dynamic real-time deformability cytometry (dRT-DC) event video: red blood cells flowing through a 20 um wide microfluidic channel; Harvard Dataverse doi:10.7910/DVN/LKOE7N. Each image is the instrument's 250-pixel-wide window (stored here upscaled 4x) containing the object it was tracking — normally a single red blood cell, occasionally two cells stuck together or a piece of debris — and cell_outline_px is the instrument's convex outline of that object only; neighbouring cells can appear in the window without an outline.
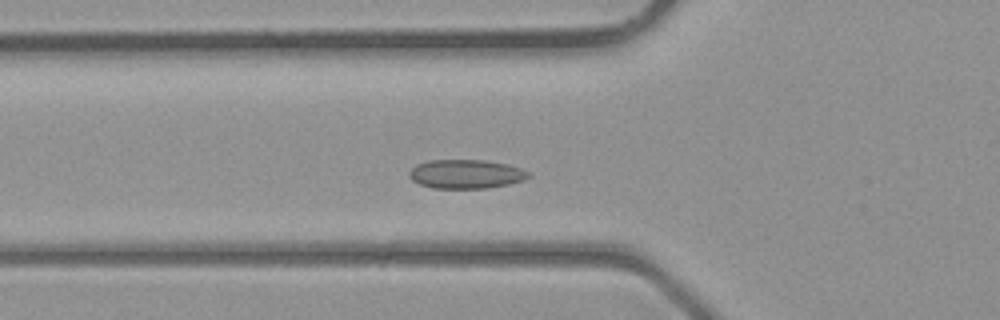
{"species": "common noctule bat (a hibernating species)", "species_latin": "Nyctalus noctula", "temperature_condition": "room temperature", "stored_images_in_passage": 28, "camera_frame_rate_fps": 3000, "um_per_image_px": 0.085, "animal": {"sex": "male", "body_mass_g": 23.1, "forearm_length_mm": 52.7}, "frame": {"image": 1, "passage_image": 3, "time_ms": 0.667, "image_size_px": [1000, 320], "cell_outline_px": [[532, 176], [524, 180], [508, 184], [488, 188], [432, 188], [420, 184], [412, 180], [408, 176], [408, 172], [416, 164], [428, 160], [484, 160], [508, 164], [520, 168], [528, 172]], "centroid_in_image_um": [39.59, 14.79], "position_along_channel_um": 86.2, "area_um2": 20.23}}
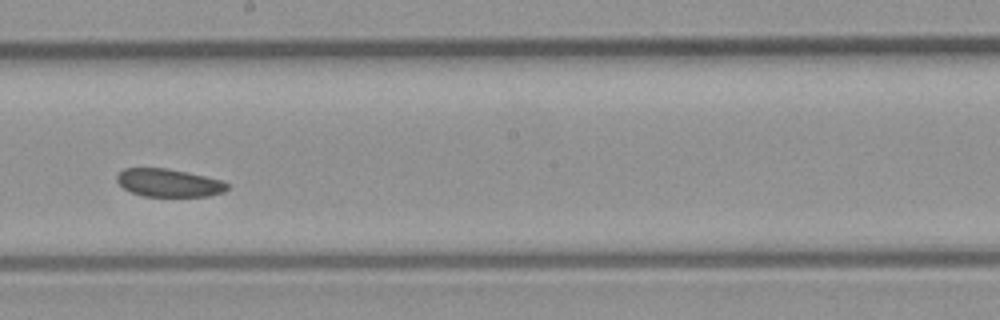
{"frame": {"image": 2, "passage_image": 12, "time_ms": 3.667, "image_size_px": [1000, 320], "cell_outline_px": [[228, 188], [224, 192], [208, 196], [144, 196], [132, 192], [124, 188], [116, 180], [116, 176], [124, 168], [164, 168], [204, 176], [220, 180], [228, 184]], "centroid_in_image_um": [14.33, 15.54], "position_along_channel_um": 233.9, "area_um2": 17.69}}
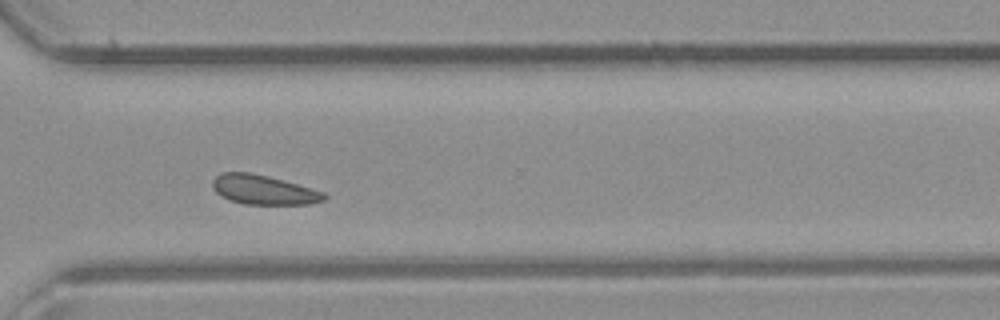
{"frame": {"image": 3, "passage_image": 19, "time_ms": 6.0, "image_size_px": [1000, 320], "cell_outline_px": [[328, 196], [324, 200], [308, 204], [244, 204], [228, 200], [220, 196], [212, 188], [212, 180], [220, 172], [248, 172], [268, 176], [324, 192]], "centroid_in_image_um": [22.35, 16.13], "position_along_channel_um": 348.3, "area_um2": 19.13}}